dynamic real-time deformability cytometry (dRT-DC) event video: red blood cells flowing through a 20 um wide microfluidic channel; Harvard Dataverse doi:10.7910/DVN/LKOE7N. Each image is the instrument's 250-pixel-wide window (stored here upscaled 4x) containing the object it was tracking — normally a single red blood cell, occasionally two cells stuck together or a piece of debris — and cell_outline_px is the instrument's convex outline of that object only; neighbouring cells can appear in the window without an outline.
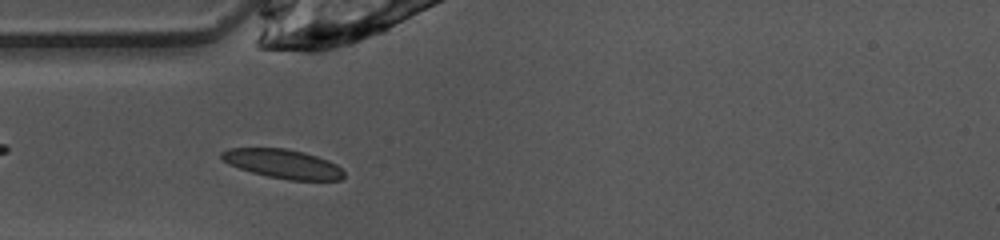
{"species": "common noctule bat (a hibernating species)", "species_latin": "Nyctalus noctula", "temperature_condition": "warm", "stored_images_in_passage": 18, "camera_frame_rate_fps": 3000, "um_per_image_px": 0.085, "animal": {"sex": "female", "body_mass_g": 10.0, "forearm_length_mm": 53.1}, "frame": {"image": 1, "passage_image": 3, "time_ms": 0.667, "image_size_px": [1000, 240], "cell_outline_px": [[344, 176], [340, 180], [288, 180], [268, 176], [252, 172], [228, 164], [220, 156], [220, 152], [228, 148], [284, 148], [304, 152], [328, 160], [336, 164], [344, 172]], "centroid_in_image_um": [24.04, 13.92], "position_along_channel_um": 61.0, "area_um2": 20.63}}
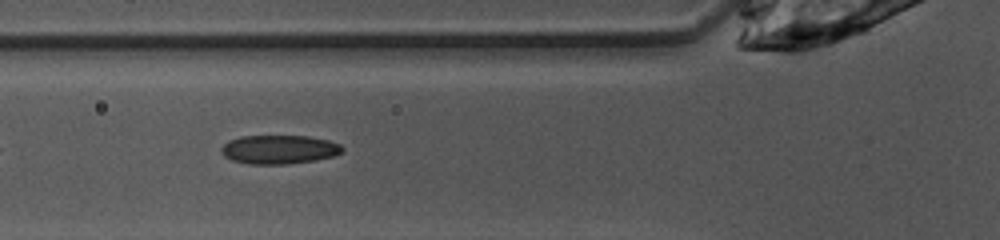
{"frame": {"image": 2, "passage_image": 6, "time_ms": 1.667, "image_size_px": [1000, 240], "cell_outline_px": [[344, 152], [332, 156], [312, 160], [284, 164], [248, 164], [232, 160], [224, 156], [220, 152], [220, 148], [228, 140], [240, 136], [308, 136], [328, 140], [340, 144], [344, 148]], "centroid_in_image_um": [23.69, 12.7], "position_along_channel_um": 102.1, "area_um2": 20.35}}